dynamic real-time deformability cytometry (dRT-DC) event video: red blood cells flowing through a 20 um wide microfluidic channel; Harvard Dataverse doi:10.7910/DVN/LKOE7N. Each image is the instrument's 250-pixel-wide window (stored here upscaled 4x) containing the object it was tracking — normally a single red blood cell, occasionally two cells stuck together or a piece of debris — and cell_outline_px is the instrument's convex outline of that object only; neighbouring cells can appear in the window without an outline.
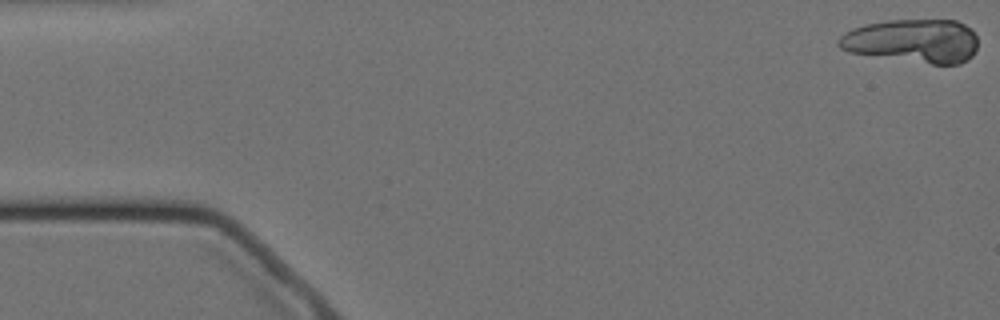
{"species": "Egyptian fruit bat (a non-hibernating species)", "species_latin": "Rousettus aegyptiacus", "temperature_condition": "cold", "stored_images_in_passage": 9, "camera_frame_rate_fps": 3000, "um_per_image_px": 0.085, "animal": {"sex": "female"}, "frame": {"image": 1, "passage_image": 1, "time_ms": 0.0, "image_size_px": [1000, 320], "cell_outline_px": [[976, 52], [968, 60], [960, 64], [932, 64], [848, 52], [840, 48], [836, 44], [836, 40], [844, 32], [852, 28], [868, 24], [888, 20], [956, 20], [972, 28], [976, 36]], "centroid_in_image_um": [77.59, 3.48], "position_along_channel_um": 7.4, "area_um2": 35.66}}